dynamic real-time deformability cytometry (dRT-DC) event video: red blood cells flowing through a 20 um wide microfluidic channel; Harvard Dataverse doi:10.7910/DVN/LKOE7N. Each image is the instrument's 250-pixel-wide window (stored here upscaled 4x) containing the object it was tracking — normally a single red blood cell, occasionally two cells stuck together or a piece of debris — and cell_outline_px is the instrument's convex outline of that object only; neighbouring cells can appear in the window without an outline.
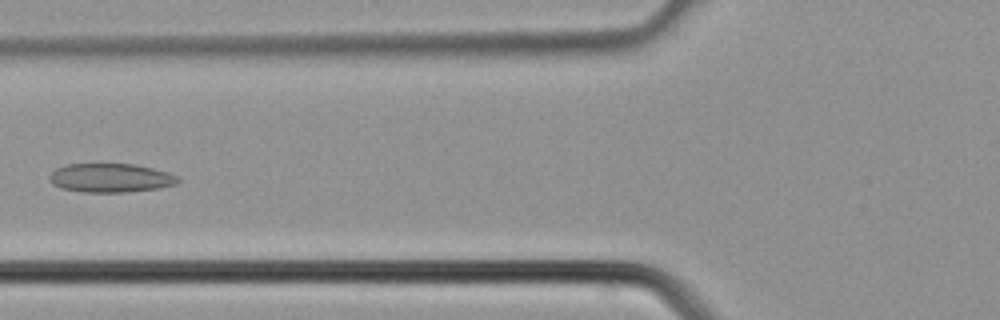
{"species": "common noctule bat (a hibernating species)", "species_latin": "Nyctalus noctula", "temperature_condition": "cold", "stored_images_in_passage": 38, "camera_frame_rate_fps": 3000, "um_per_image_px": 0.085, "animal": {"sex": "male", "body_mass_g": 21.5, "forearm_length_mm": 52.0}, "frame": {"image": 1, "passage_image": 15, "time_ms": 4.667, "image_size_px": [1000, 320], "cell_outline_px": [[180, 180], [176, 184], [160, 188], [124, 192], [84, 192], [60, 188], [52, 184], [48, 180], [48, 176], [56, 168], [68, 164], [136, 164], [168, 172], [176, 176]], "centroid_in_image_um": [9.37, 15.12], "position_along_channel_um": 116.4, "area_um2": 21.68}}
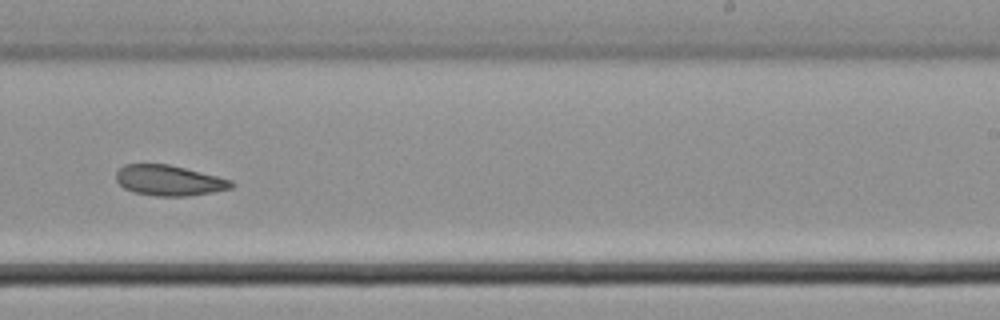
{"frame": {"image": 2, "passage_image": 24, "time_ms": 7.667, "image_size_px": [1000, 320], "cell_outline_px": [[236, 184], [232, 188], [212, 192], [188, 196], [156, 196], [132, 192], [124, 188], [116, 180], [116, 172], [124, 164], [168, 164], [232, 180]], "centroid_in_image_um": [14.36, 15.34], "position_along_channel_um": 274.6, "area_um2": 20.4}}
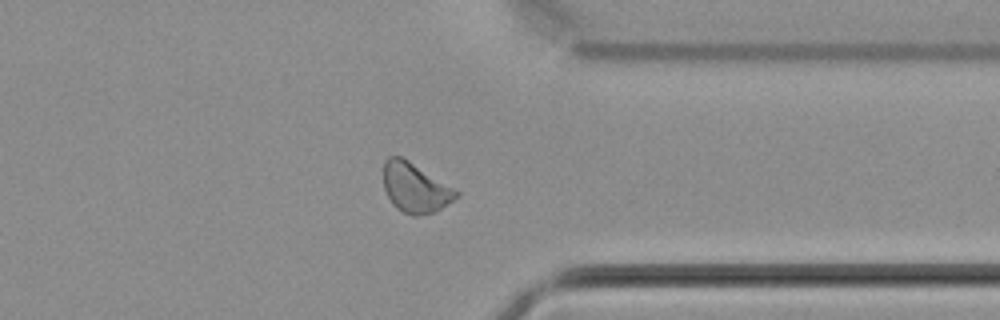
{"frame": {"image": 3, "passage_image": 30, "time_ms": 9.667, "image_size_px": [1000, 320], "cell_outline_px": [[460, 196], [440, 208], [432, 212], [416, 216], [412, 216], [396, 208], [392, 204], [384, 188], [384, 160], [388, 156], [400, 156], [408, 160], [460, 192]], "centroid_in_image_um": [35.27, 15.95], "position_along_channel_um": 376.1, "area_um2": 20.75}}